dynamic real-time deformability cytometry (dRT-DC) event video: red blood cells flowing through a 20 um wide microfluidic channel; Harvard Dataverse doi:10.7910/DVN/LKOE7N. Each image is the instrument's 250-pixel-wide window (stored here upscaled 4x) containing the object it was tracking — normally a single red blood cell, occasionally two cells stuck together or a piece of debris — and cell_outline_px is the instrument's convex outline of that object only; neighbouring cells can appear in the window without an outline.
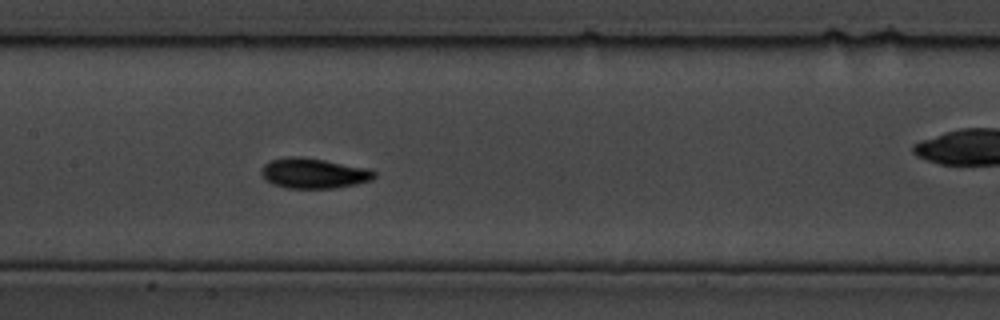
{"species": "common noctule bat (a hibernating species)", "species_latin": "Nyctalus noctula", "temperature_condition": "cold", "stored_images_in_passage": 11, "camera_frame_rate_fps": 3000, "um_per_image_px": 0.085, "animal": {"sex": "male", "body_mass_g": 19.5, "forearm_length_mm": 54.6}, "frame": {"image": 1, "passage_image": 5, "time_ms": 1.333, "image_size_px": [1000, 320], "cell_outline_px": [[376, 176], [372, 180], [356, 184], [332, 188], [288, 188], [272, 184], [260, 172], [264, 164], [272, 160], [292, 156], [300, 156], [324, 160], [368, 168], [376, 172]], "centroid_in_image_um": [26.69, 14.73], "position_along_channel_um": 180.7, "area_um2": 19.71}}
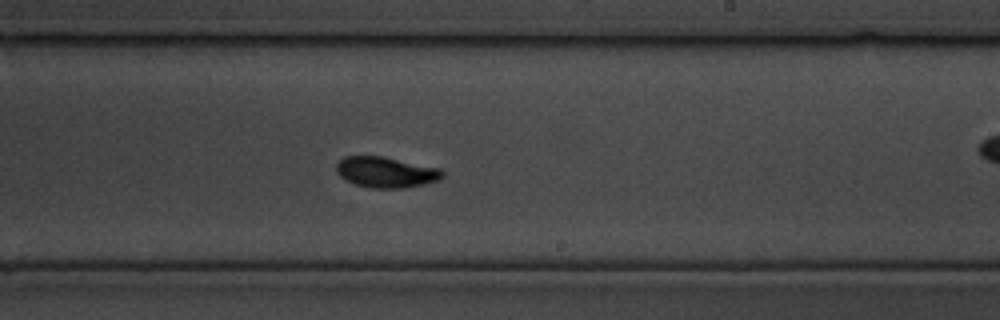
{"frame": {"image": 2, "passage_image": 8, "time_ms": 2.333, "image_size_px": [1000, 320], "cell_outline_px": [[444, 176], [440, 180], [424, 184], [404, 188], [372, 188], [356, 184], [344, 180], [336, 172], [336, 164], [344, 156], [384, 156], [440, 168], [444, 172]], "centroid_in_image_um": [32.82, 14.63], "position_along_channel_um": 256.2, "area_um2": 19.19}}
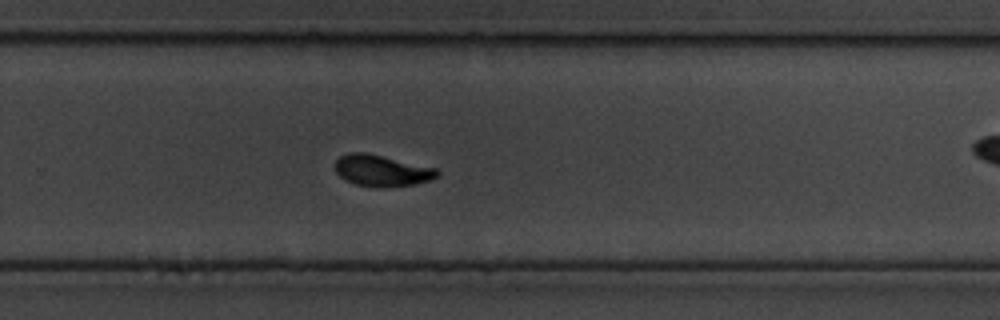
{"frame": {"image": 3, "passage_image": 10, "time_ms": 3.0, "image_size_px": [1000, 320], "cell_outline_px": [[440, 172], [432, 180], [416, 184], [384, 188], [380, 188], [356, 184], [340, 176], [336, 172], [336, 160], [340, 156], [348, 152], [364, 152], [436, 168]], "centroid_in_image_um": [32.47, 14.51], "position_along_channel_um": 297.3, "area_um2": 18.55}}